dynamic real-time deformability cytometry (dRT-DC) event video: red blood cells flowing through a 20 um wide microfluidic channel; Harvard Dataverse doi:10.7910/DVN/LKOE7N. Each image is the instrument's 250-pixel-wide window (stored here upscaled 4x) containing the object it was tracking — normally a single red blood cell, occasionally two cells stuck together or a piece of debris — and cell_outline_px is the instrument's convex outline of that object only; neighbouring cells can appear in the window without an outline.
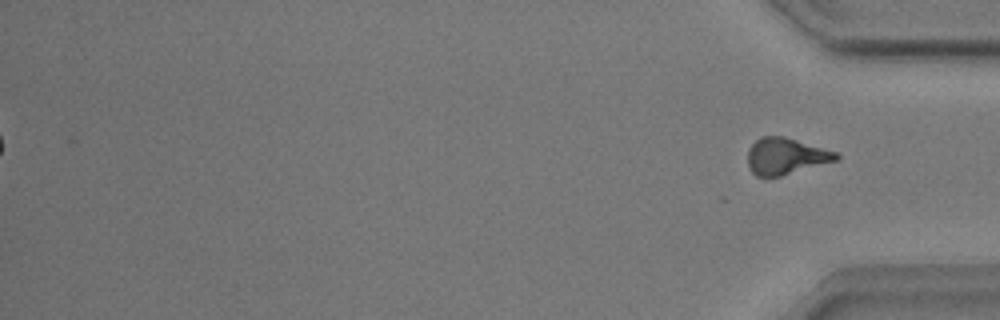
{"species": "common noctule bat (a hibernating species)", "species_latin": "Nyctalus noctula", "temperature_condition": "warm", "stored_images_in_passage": 54, "segment_of_instrument_passage": [2, 2], "camera_frame_rate_fps": 3000, "um_per_image_px": 0.085, "animal": {"sex": "male", "body_mass_g": 17.9}, "frame": {"image": 1, "passage_image": 54, "time_ms": 17.667, "image_size_px": [1000, 320], "cell_outline_px": [[840, 160], [780, 176], [756, 176], [748, 168], [748, 148], [760, 136], [784, 136], [836, 152], [840, 156]], "centroid_in_image_um": [66.79, 13.27], "position_along_channel_um": 368.4, "area_um2": 18.84}}